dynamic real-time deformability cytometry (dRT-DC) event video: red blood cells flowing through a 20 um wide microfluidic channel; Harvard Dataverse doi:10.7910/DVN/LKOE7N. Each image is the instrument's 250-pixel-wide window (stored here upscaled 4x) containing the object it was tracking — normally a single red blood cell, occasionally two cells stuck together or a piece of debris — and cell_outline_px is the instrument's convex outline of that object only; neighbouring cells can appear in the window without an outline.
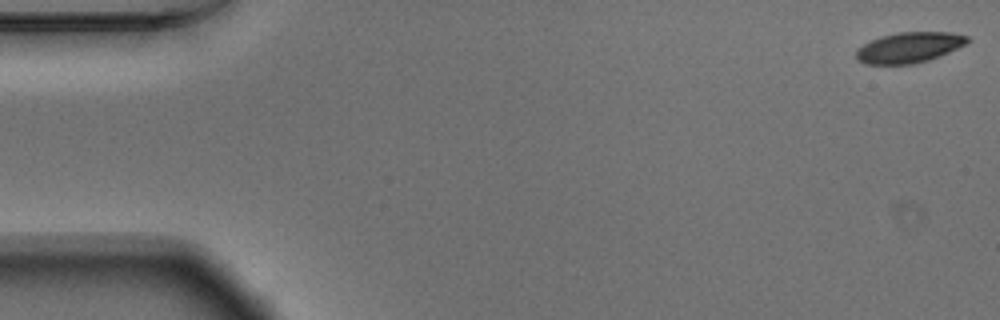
{"species": "Egyptian fruit bat (a non-hibernating species)", "species_latin": "Rousettus aegyptiacus", "temperature_condition": "warm", "stored_images_in_passage": 3, "camera_frame_rate_fps": 3000, "um_per_image_px": 0.085, "animal": {"sex": "male"}, "frame": {"image": 1, "passage_image": 1, "time_ms": 0.0, "image_size_px": [1000, 320], "cell_outline_px": [[972, 40], [948, 52], [928, 60], [912, 64], [864, 64], [856, 60], [856, 52], [864, 44], [880, 36], [900, 32], [952, 32], [968, 36]], "centroid_in_image_um": [77.28, 4.03], "position_along_channel_um": 7.7, "area_um2": 19.65}}